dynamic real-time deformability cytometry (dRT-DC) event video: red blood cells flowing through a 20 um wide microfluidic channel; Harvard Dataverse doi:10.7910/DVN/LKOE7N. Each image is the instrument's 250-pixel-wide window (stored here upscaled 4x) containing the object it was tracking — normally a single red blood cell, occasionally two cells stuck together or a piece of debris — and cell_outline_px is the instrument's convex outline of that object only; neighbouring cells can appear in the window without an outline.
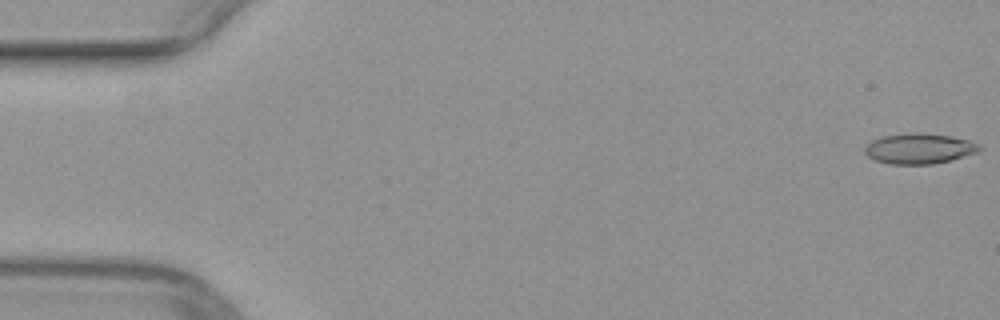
{"species": "common noctule bat (a hibernating species)", "species_latin": "Nyctalus noctula", "temperature_condition": "warm", "stored_images_in_passage": 18, "camera_frame_rate_fps": 3000, "um_per_image_px": 0.085, "animal": {"sex": "female", "body_mass_g": 29.2, "forearm_length_mm": 56.3}, "frame": {"image": 1, "passage_image": 1, "time_ms": 0.0, "image_size_px": [1000, 320], "cell_outline_px": [[984, 148], [976, 152], [952, 160], [932, 164], [888, 164], [876, 160], [868, 156], [864, 152], [864, 148], [872, 140], [884, 136], [916, 132], [952, 136], [968, 140], [980, 144]], "centroid_in_image_um": [78.16, 12.63], "position_along_channel_um": 6.8, "area_um2": 20.29}}
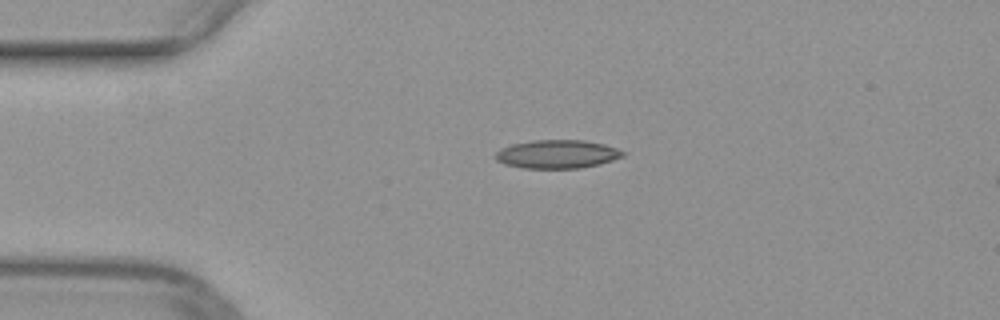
{"frame": {"image": 2, "passage_image": 12, "time_ms": 3.667, "image_size_px": [1000, 320], "cell_outline_px": [[624, 156], [600, 164], [580, 168], [524, 168], [504, 164], [496, 160], [496, 152], [500, 148], [512, 144], [532, 140], [584, 140], [604, 144], [616, 148], [624, 152]], "centroid_in_image_um": [47.35, 13.1], "position_along_channel_um": 37.7, "area_um2": 21.1}}
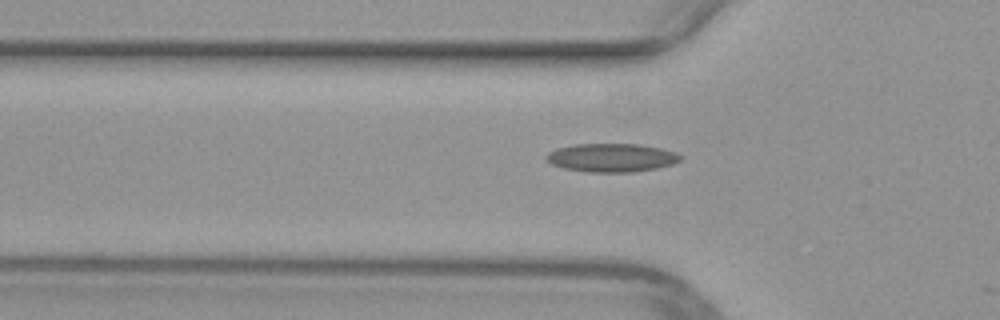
{"frame": {"image": 3, "passage_image": 17, "time_ms": 5.333, "image_size_px": [1000, 320], "cell_outline_px": [[680, 160], [672, 164], [656, 168], [632, 172], [588, 172], [564, 168], [552, 164], [544, 156], [548, 152], [556, 148], [576, 144], [640, 144], [660, 148], [676, 152], [680, 156]], "centroid_in_image_um": [51.96, 13.4], "position_along_channel_um": 73.8, "area_um2": 22.14}}